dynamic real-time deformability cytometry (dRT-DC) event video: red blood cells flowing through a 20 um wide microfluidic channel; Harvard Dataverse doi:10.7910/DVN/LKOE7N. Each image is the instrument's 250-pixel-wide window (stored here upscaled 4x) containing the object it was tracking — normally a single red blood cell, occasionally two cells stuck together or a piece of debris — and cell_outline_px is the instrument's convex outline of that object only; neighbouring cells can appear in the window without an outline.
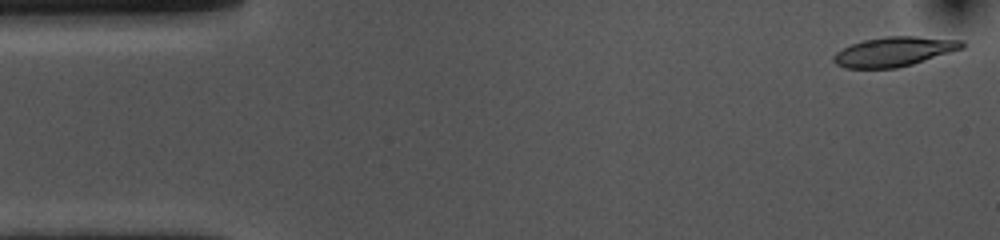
{"species": "common noctule bat (a hibernating species)", "species_latin": "Nyctalus noctula", "temperature_condition": "cold", "stored_images_in_passage": 44, "camera_frame_rate_fps": 3000, "um_per_image_px": 0.085, "animal": {"sex": "female", "body_mass_g": 10.0, "forearm_length_mm": 53.1}, "frame": {"image": 1, "passage_image": 1, "time_ms": 0.0, "image_size_px": [1000, 240], "cell_outline_px": [[964, 48], [912, 64], [896, 68], [844, 68], [836, 64], [832, 60], [832, 56], [836, 52], [852, 44], [864, 40], [888, 36], [916, 36], [964, 40]], "centroid_in_image_um": [76.0, 4.38], "position_along_channel_um": 9.0, "area_um2": 22.02}}
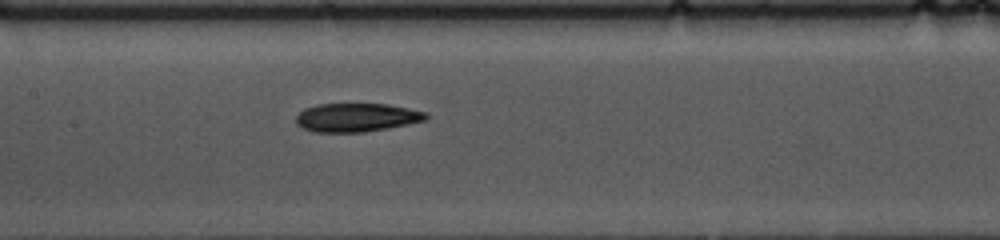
{"frame": {"image": 2, "passage_image": 24, "time_ms": 7.667, "image_size_px": [1000, 240], "cell_outline_px": [[428, 120], [388, 128], [364, 132], [316, 132], [304, 128], [296, 124], [296, 116], [304, 108], [316, 104], [388, 104], [408, 108], [424, 112], [428, 116]], "centroid_in_image_um": [30.3, 9.98], "position_along_channel_um": 177.1, "area_um2": 21.62}}
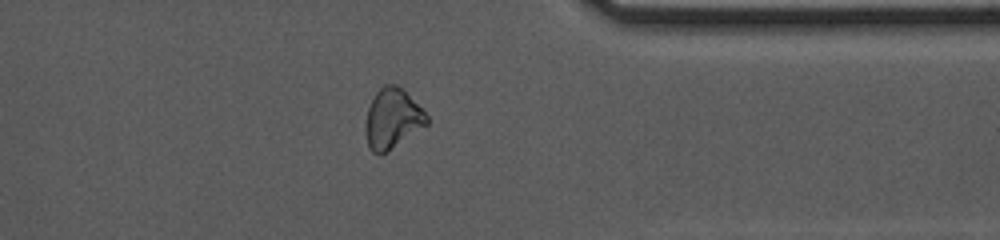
{"frame": {"image": 3, "passage_image": 42, "time_ms": 13.667, "image_size_px": [1000, 240], "cell_outline_px": [[428, 124], [380, 156], [372, 152], [368, 148], [364, 128], [368, 108], [376, 92], [384, 84], [396, 84], [404, 88], [428, 116]], "centroid_in_image_um": [33.34, 10.08], "position_along_channel_um": 378.1, "area_um2": 21.56}, "authors_computed_cell_mechanics": {"area_um2": 21.9351, "velocity_mm_per_s": 3.5413, "shape_relaxation_time_tau1_ms": 5.9745, "shape_relaxation_time_tau2_ms": null, "deformation_change_tau1": 0.1636, "deformation_change_tau2": null}}